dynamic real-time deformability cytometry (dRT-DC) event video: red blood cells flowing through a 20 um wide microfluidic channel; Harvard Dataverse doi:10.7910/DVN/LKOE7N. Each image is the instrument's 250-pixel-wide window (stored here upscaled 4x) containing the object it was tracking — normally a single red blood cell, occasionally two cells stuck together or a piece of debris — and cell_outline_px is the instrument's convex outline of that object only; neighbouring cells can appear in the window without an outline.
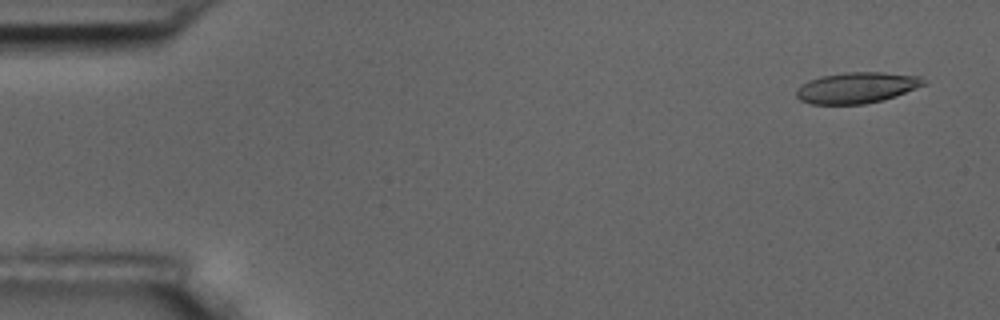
{"species": "common noctule bat (a hibernating species)", "species_latin": "Nyctalus noctula", "temperature_condition": "room temperature", "stored_images_in_passage": 6, "camera_frame_rate_fps": 3000, "um_per_image_px": 0.085, "animal": {"sex": "male", "body_mass_g": 17.5, "forearm_length_mm": 52.3}, "frame": {"image": 1, "passage_image": 1, "time_ms": 0.0, "image_size_px": [1000, 320], "cell_outline_px": [[928, 84], [896, 96], [864, 104], [812, 104], [800, 100], [796, 96], [796, 88], [800, 84], [808, 80], [820, 76], [844, 72], [884, 72], [920, 76], [928, 80]], "centroid_in_image_um": [72.84, 7.44], "position_along_channel_um": 12.2, "area_um2": 23.29}}
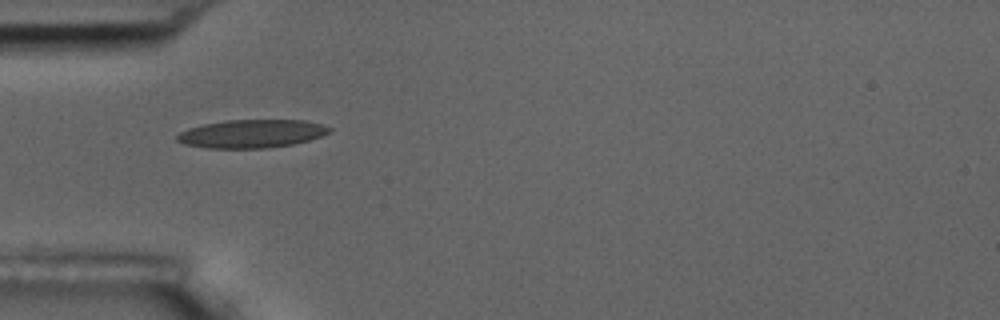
{"frame": {"image": 2, "passage_image": 5, "time_ms": 4.667, "image_size_px": [1000, 320], "cell_outline_px": [[332, 128], [328, 132], [320, 136], [308, 140], [292, 144], [268, 148], [208, 148], [184, 144], [176, 140], [176, 136], [180, 132], [188, 128], [204, 124], [224, 120], [308, 120]], "centroid_in_image_um": [21.36, 11.36], "position_along_channel_um": 63.6, "area_um2": 24.97}}